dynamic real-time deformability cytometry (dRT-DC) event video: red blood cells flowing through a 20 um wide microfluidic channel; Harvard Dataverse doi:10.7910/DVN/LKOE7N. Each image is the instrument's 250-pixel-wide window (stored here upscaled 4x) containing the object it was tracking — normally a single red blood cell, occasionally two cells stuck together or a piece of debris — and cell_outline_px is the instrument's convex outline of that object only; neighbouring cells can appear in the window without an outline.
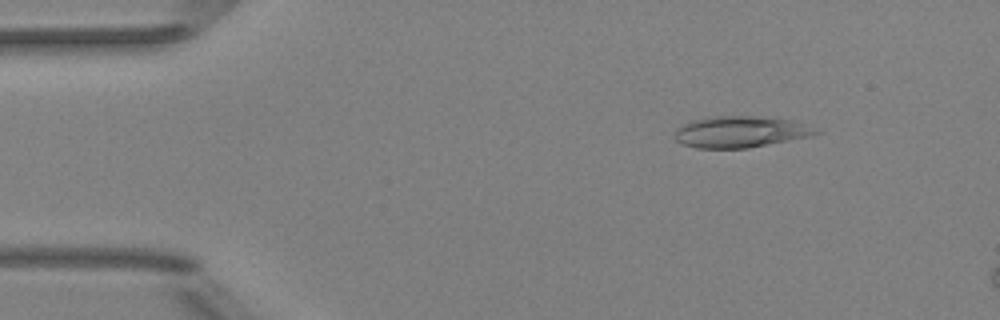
{"species": "Egyptian fruit bat (a non-hibernating species)", "species_latin": "Rousettus aegyptiacus", "temperature_condition": "room temperature", "stored_images_in_passage": 3, "camera_frame_rate_fps": 3000, "um_per_image_px": 0.085, "animal": {"sex": "female"}, "frame": {"image": 1, "passage_image": 1, "time_ms": 0.0, "image_size_px": [1000, 320], "cell_outline_px": [[820, 132], [808, 136], [748, 148], [696, 148], [684, 144], [676, 140], [672, 136], [676, 128], [688, 120], [712, 116], [756, 116], [792, 120]], "centroid_in_image_um": [62.79, 11.2], "position_along_channel_um": 22.2, "area_um2": 25.55}}